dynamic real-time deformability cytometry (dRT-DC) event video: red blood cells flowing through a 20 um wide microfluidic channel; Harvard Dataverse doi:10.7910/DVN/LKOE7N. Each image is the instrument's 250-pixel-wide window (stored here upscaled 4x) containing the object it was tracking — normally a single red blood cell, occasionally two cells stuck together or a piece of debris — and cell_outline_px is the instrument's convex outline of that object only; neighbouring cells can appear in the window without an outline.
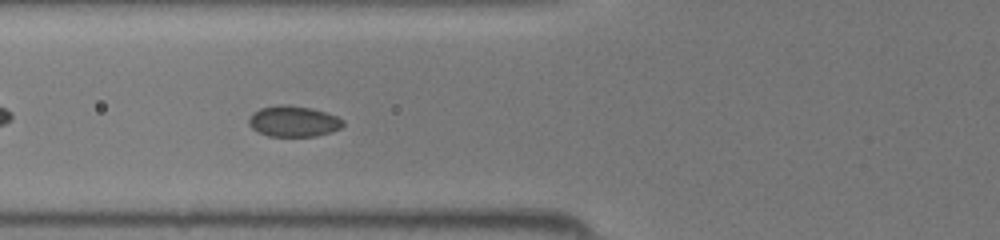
{"species": "common noctule bat (a hibernating species)", "species_latin": "Nyctalus noctula", "temperature_condition": "room temperature", "stored_images_in_passage": 43, "camera_frame_rate_fps": 3000, "um_per_image_px": 0.085, "animal": {"sex": "female", "body_mass_g": 19.5, "forearm_length_mm": 54.1}, "frame": {"image": 1, "passage_image": 16, "time_ms": 5.0, "image_size_px": [1000, 240], "cell_outline_px": [[344, 124], [340, 128], [328, 132], [312, 136], [272, 136], [260, 132], [252, 128], [248, 120], [260, 108], [308, 108], [324, 112], [336, 116]], "centroid_in_image_um": [24.97, 10.37], "position_along_channel_um": 100.8, "area_um2": 15.55}}
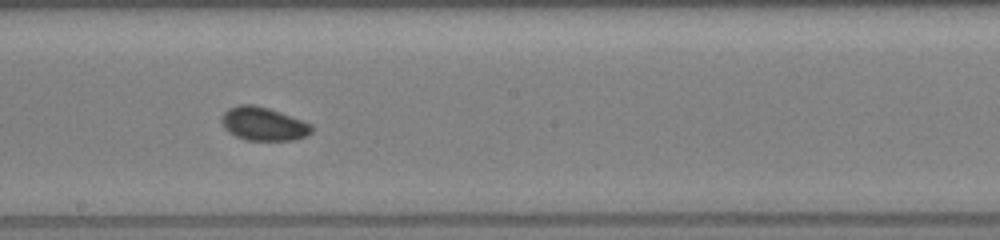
{"frame": {"image": 2, "passage_image": 24, "time_ms": 7.667, "image_size_px": [1000, 240], "cell_outline_px": [[312, 132], [304, 136], [288, 140], [248, 140], [236, 136], [224, 124], [224, 112], [240, 104], [248, 104], [264, 108], [300, 120], [308, 124], [312, 128]], "centroid_in_image_um": [22.4, 10.55], "position_along_channel_um": 225.8, "area_um2": 16.3}}
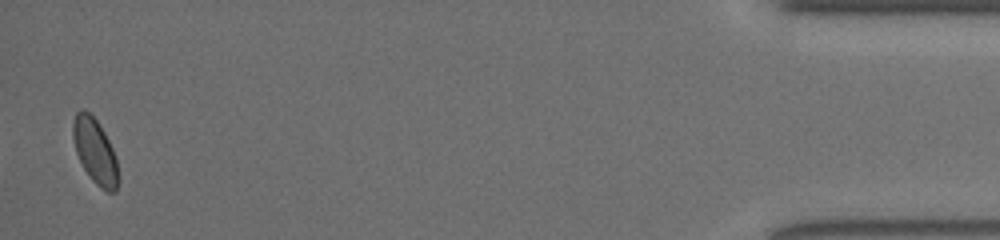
{"frame": {"image": 3, "passage_image": 42, "time_ms": 13.667, "image_size_px": [1000, 240], "cell_outline_px": [[116, 188], [112, 192], [108, 192], [96, 184], [84, 168], [76, 152], [72, 136], [72, 124], [76, 112], [84, 108], [96, 120], [104, 132], [112, 148], [116, 160]], "centroid_in_image_um": [8.03, 12.79], "position_along_channel_um": 427.2, "area_um2": 16.53}}